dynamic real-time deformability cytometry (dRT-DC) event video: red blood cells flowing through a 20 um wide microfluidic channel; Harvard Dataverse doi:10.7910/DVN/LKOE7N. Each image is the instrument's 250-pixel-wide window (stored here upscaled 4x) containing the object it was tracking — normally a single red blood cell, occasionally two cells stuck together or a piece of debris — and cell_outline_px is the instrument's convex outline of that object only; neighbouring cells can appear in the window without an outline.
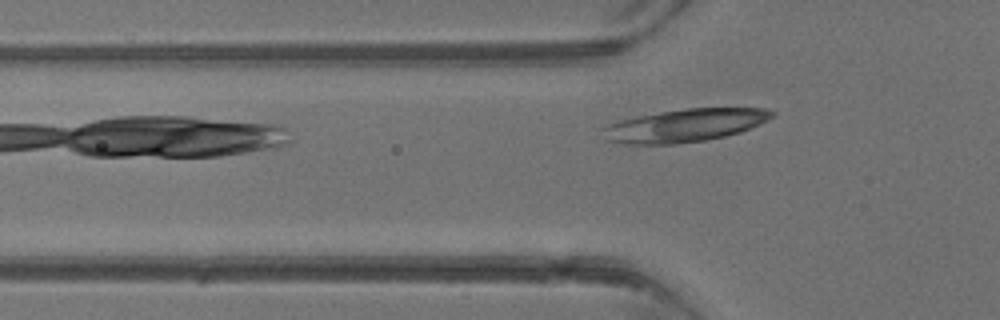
{"species": "common noctule bat (a hibernating species)", "species_latin": "Nyctalus noctula", "temperature_condition": "warm", "stored_images_in_passage": 2, "camera_frame_rate_fps": 3000, "um_per_image_px": 0.085, "animal": {"sex": "male", "body_mass_g": 13.3}, "frame": {"image": 1, "passage_image": 2, "time_ms": 1.0, "image_size_px": [1000, 320], "cell_outline_px": [[776, 112], [768, 120], [760, 124], [740, 132], [724, 136], [704, 140], [676, 144], [624, 144], [608, 140], [600, 128], [608, 124], [620, 120], [636, 116], [660, 112], [688, 108], [764, 108]], "centroid_in_image_um": [58.2, 10.66], "position_along_channel_um": 67.6, "area_um2": 32.31}}